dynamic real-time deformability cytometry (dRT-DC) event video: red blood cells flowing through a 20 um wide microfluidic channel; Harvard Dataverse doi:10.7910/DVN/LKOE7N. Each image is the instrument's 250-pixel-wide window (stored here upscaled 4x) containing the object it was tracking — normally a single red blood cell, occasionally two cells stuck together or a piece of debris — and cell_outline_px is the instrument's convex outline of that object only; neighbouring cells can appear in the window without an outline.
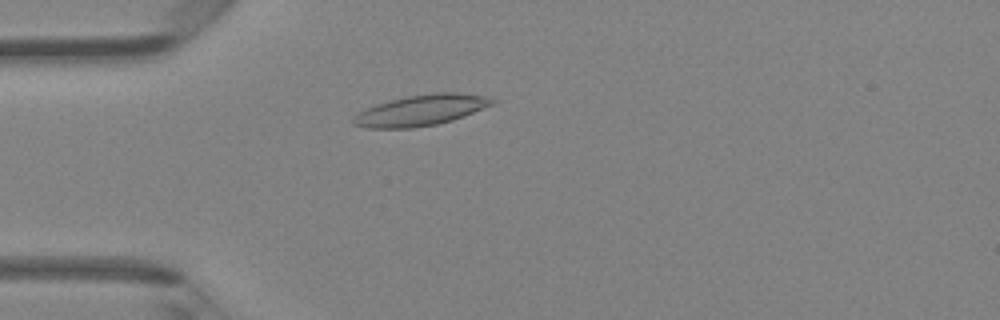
{"species": "Egyptian fruit bat (a non-hibernating species)", "species_latin": "Rousettus aegyptiacus", "temperature_condition": "room temperature", "stored_images_in_passage": 42, "camera_frame_rate_fps": 3000, "um_per_image_px": 0.085, "animal": {"sex": "female"}, "frame": {"image": 1, "passage_image": 8, "time_ms": 2.333, "image_size_px": [1000, 320], "cell_outline_px": [[496, 104], [464, 116], [452, 120], [436, 124], [412, 128], [368, 128], [352, 124], [352, 120], [360, 112], [376, 104], [408, 96], [432, 92], [456, 92], [488, 96], [496, 100]], "centroid_in_image_um": [35.86, 9.36], "position_along_channel_um": 49.1, "area_um2": 24.91}}
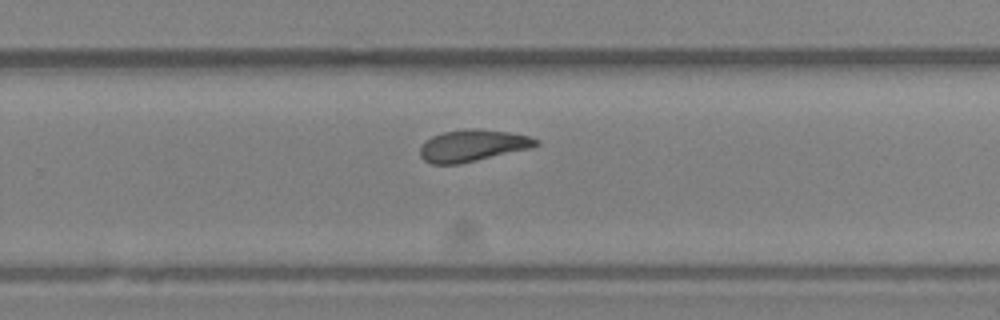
{"frame": {"image": 2, "passage_image": 26, "time_ms": 8.333, "image_size_px": [1000, 320], "cell_outline_px": [[540, 144], [532, 148], [460, 164], [432, 164], [424, 160], [420, 156], [420, 148], [424, 140], [432, 136], [444, 132], [472, 128], [480, 128], [508, 132], [528, 136], [540, 140]], "centroid_in_image_um": [40.18, 12.37], "position_along_channel_um": 289.6, "area_um2": 21.62}}
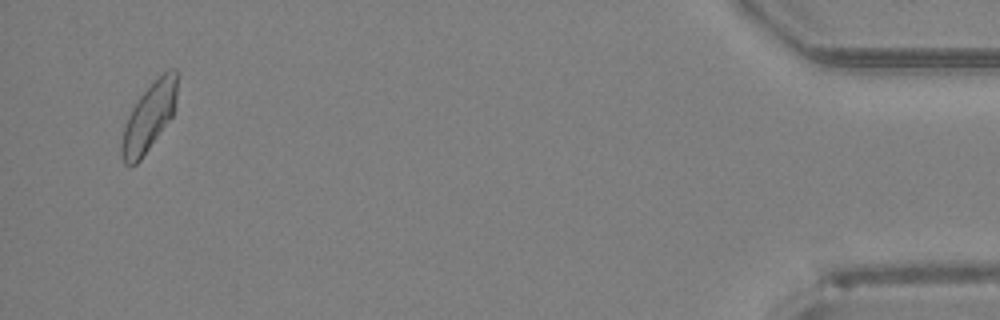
{"frame": {"image": 3, "passage_image": 41, "time_ms": 13.333, "image_size_px": [1000, 320], "cell_outline_px": [[180, 72], [176, 100], [172, 116], [140, 160], [136, 164], [124, 164], [120, 156], [120, 144], [124, 128], [128, 116], [132, 108], [140, 96], [168, 68], [176, 68]], "centroid_in_image_um": [12.69, 9.92], "position_along_channel_um": 422.5, "area_um2": 21.91}, "authors_computed_cell_mechanics": {"area_um2": 21.6461, "velocity_mm_per_s": 4.2524, "shape_relaxation_time_tau1_ms": 4.331, "shape_relaxation_time_tau2_ms": 4.7016, "deformation_change_tau1": 0.1252, "deformation_change_tau2": 0.1229}}